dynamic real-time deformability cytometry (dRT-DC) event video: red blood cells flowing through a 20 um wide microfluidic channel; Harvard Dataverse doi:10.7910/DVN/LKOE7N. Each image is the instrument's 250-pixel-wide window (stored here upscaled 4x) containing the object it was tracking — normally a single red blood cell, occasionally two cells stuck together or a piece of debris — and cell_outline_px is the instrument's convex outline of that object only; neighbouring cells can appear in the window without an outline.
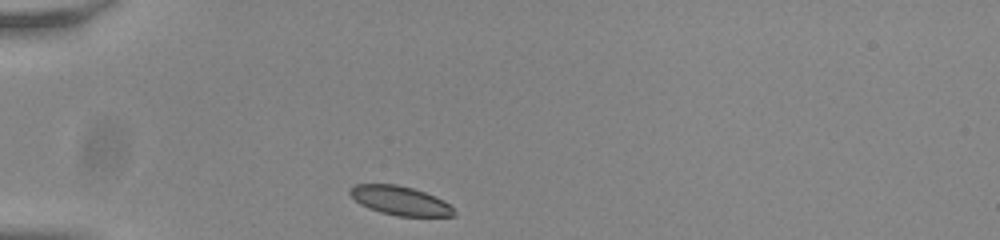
{"species": "common noctule bat (a hibernating species)", "species_latin": "Nyctalus noctula", "temperature_condition": "room temperature", "stored_images_in_passage": 18, "camera_frame_rate_fps": 3000, "um_per_image_px": 0.085, "animal": {"sex": "male", "body_mass_g": 20.0, "forearm_length_mm": 53.3}, "frame": {"image": 1, "passage_image": 1, "time_ms": 0.0, "image_size_px": [1000, 240], "cell_outline_px": [[456, 216], [396, 216], [380, 212], [368, 208], [360, 204], [348, 192], [348, 188], [356, 184], [396, 184], [412, 188], [436, 196], [444, 200], [456, 212]], "centroid_in_image_um": [34.0, 17.05], "position_along_channel_um": 51.0, "area_um2": 17.63}}
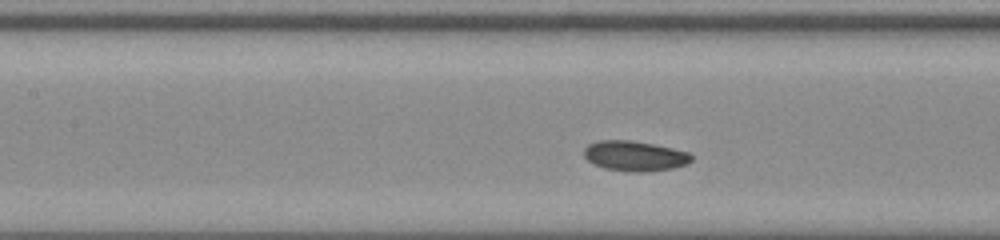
{"frame": {"image": 2, "passage_image": 11, "time_ms": 3.333, "image_size_px": [1000, 240], "cell_outline_px": [[692, 160], [688, 164], [672, 168], [648, 172], [632, 172], [604, 168], [588, 160], [584, 156], [584, 148], [588, 144], [596, 140], [632, 140], [672, 148], [688, 152], [692, 156]], "centroid_in_image_um": [53.95, 13.25], "position_along_channel_um": 153.5, "area_um2": 18.9}}
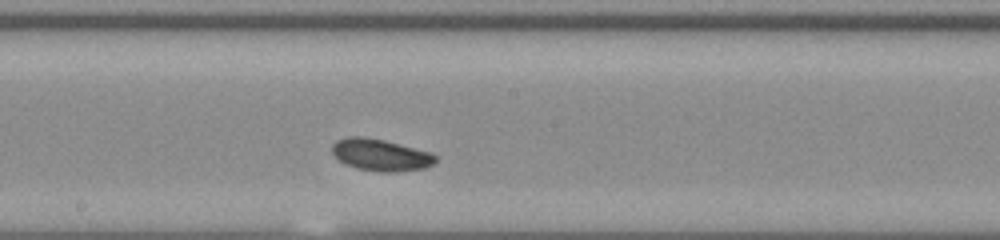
{"frame": {"image": 3, "passage_image": 16, "time_ms": 5.0, "image_size_px": [1000, 240], "cell_outline_px": [[436, 160], [432, 164], [424, 168], [396, 172], [380, 172], [356, 168], [344, 164], [332, 152], [332, 144], [336, 140], [348, 136], [364, 136], [384, 140], [432, 152], [436, 156]], "centroid_in_image_um": [32.34, 13.16], "position_along_channel_um": 215.9, "area_um2": 19.31}}